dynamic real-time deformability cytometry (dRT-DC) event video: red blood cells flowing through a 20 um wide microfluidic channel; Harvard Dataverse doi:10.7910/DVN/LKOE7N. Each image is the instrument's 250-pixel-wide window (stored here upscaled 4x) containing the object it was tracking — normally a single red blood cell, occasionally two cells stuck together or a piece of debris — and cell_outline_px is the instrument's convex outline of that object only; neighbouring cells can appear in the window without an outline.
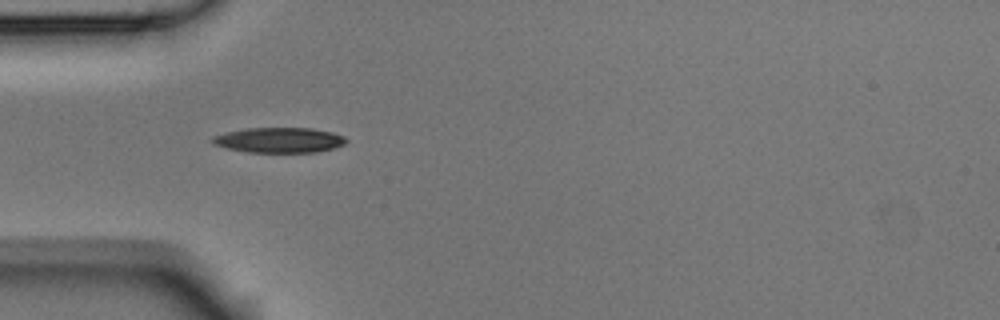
{"species": "Egyptian fruit bat (a non-hibernating species)", "species_latin": "Rousettus aegyptiacus", "temperature_condition": "room temperature", "stored_images_in_passage": 2, "camera_frame_rate_fps": 3000, "um_per_image_px": 0.085, "animal": {"sex": "male"}, "frame": {"image": 1, "passage_image": 1, "time_ms": 0.0, "image_size_px": [1000, 320], "cell_outline_px": [[348, 140], [344, 144], [332, 148], [316, 152], [248, 152], [228, 148], [212, 144], [212, 136], [228, 132], [248, 128], [312, 128], [332, 132], [344, 136]], "centroid_in_image_um": [23.75, 11.9], "position_along_channel_um": 61.3, "area_um2": 19.48}}
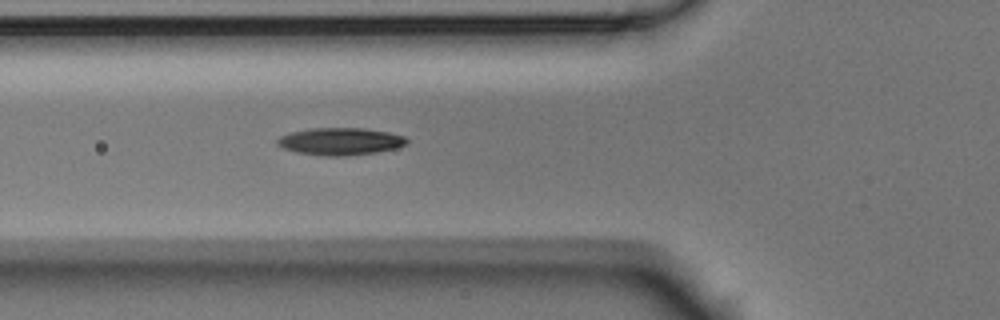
{"frame": {"image": 2, "passage_image": 2, "time_ms": 0.333, "image_size_px": [1000, 320], "cell_outline_px": [[408, 140], [404, 144], [396, 148], [376, 152], [348, 156], [324, 156], [296, 152], [284, 148], [276, 144], [276, 140], [280, 136], [292, 132], [308, 128], [364, 128], [388, 132], [404, 136]], "centroid_in_image_um": [28.9, 12.02], "position_along_channel_um": 96.9, "area_um2": 20.58}}